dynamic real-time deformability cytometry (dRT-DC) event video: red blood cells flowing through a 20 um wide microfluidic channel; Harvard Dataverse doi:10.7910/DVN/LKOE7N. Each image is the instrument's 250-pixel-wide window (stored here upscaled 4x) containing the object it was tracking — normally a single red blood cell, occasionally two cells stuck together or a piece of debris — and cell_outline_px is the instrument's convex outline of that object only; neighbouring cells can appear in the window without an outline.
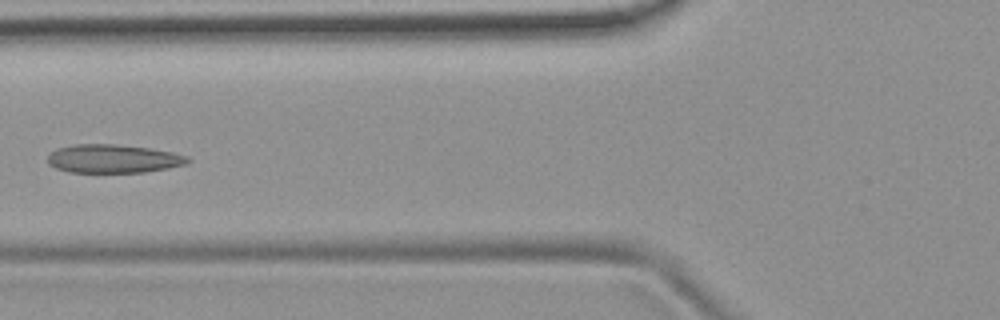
{"species": "common noctule bat (a hibernating species)", "species_latin": "Nyctalus noctula", "temperature_condition": "room temperature", "stored_images_in_passage": 7, "camera_frame_rate_fps": 3000, "um_per_image_px": 0.085, "animal": {"sex": "female", "body_mass_g": 19.9}, "frame": {"image": 1, "passage_image": 6, "time_ms": 6.0, "image_size_px": [1000, 320], "cell_outline_px": [[192, 160], [184, 164], [168, 168], [144, 172], [68, 172], [56, 168], [48, 164], [48, 156], [56, 148], [72, 144], [116, 144], [148, 148], [172, 152], [188, 156]], "centroid_in_image_um": [9.6, 13.48], "position_along_channel_um": 116.2, "area_um2": 23.24}}
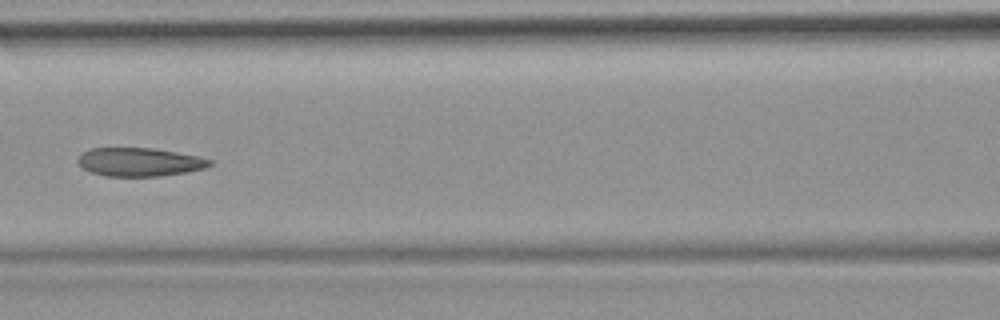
{"frame": {"image": 2, "passage_image": 7, "time_ms": 7.0, "image_size_px": [1000, 320], "cell_outline_px": [[212, 164], [204, 168], [188, 172], [160, 176], [104, 176], [92, 172], [84, 168], [76, 160], [80, 152], [92, 148], [152, 148], [176, 152], [196, 156], [212, 160]], "centroid_in_image_um": [11.83, 13.77], "position_along_channel_um": 154.8, "area_um2": 21.85}}